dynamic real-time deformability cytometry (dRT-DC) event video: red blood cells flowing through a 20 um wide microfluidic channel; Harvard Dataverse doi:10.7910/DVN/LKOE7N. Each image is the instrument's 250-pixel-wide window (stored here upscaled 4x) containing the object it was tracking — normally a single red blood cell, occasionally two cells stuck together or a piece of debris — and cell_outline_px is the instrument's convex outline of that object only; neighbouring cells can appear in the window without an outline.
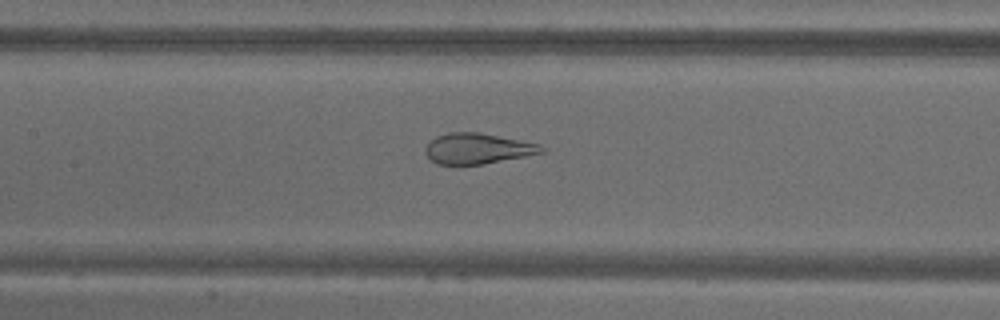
{"species": "common noctule bat (a hibernating species)", "species_latin": "Nyctalus noctula", "temperature_condition": "warm", "stored_images_in_passage": 71, "camera_frame_rate_fps": 3000, "um_per_image_px": 0.085, "animal": {"sex": "male", "body_mass_g": 18.8}, "frame": {"image": 1, "passage_image": 34, "time_ms": 11.0, "image_size_px": [1000, 320], "cell_outline_px": [[544, 152], [484, 164], [436, 164], [424, 152], [424, 148], [436, 136], [448, 132], [476, 132], [520, 140], [540, 144], [544, 148]], "centroid_in_image_um": [40.57, 12.62], "position_along_channel_um": 166.8, "area_um2": 20.46}}
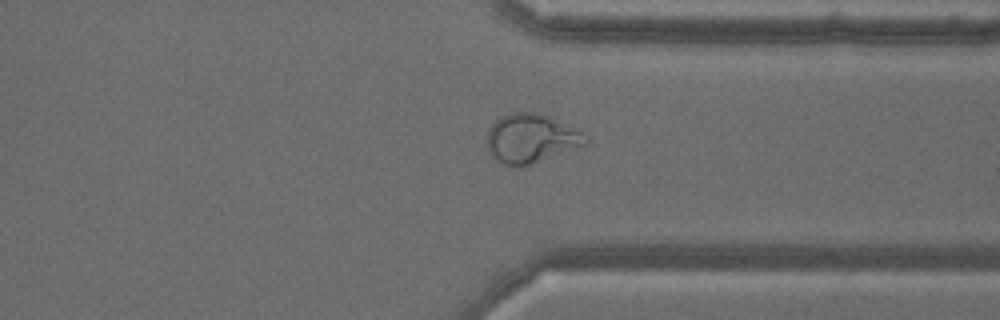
{"frame": {"image": 2, "passage_image": 55, "time_ms": 18.0, "image_size_px": [1000, 320], "cell_outline_px": [[588, 144], [528, 164], [504, 164], [496, 160], [492, 156], [488, 148], [488, 128], [500, 116], [512, 112], [540, 112], [584, 132], [588, 136]], "centroid_in_image_um": [45.16, 11.72], "position_along_channel_um": 366.2, "area_um2": 27.74}}
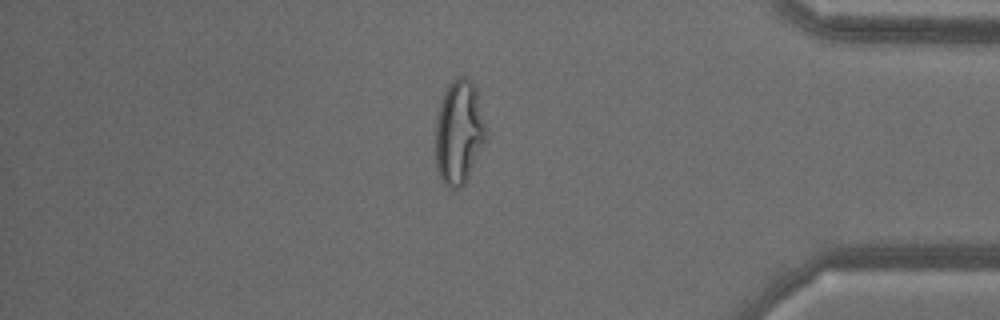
{"frame": {"image": 3, "passage_image": 61, "time_ms": 20.0, "image_size_px": [1000, 320], "cell_outline_px": [[488, 128], [484, 140], [468, 176], [464, 184], [460, 188], [452, 188], [444, 184], [440, 180], [436, 168], [436, 120], [440, 104], [444, 92], [448, 84], [452, 80], [460, 76], [464, 76], [472, 80], [476, 88]], "centroid_in_image_um": [39.01, 11.2], "position_along_channel_um": 396.2, "area_um2": 30.63}}